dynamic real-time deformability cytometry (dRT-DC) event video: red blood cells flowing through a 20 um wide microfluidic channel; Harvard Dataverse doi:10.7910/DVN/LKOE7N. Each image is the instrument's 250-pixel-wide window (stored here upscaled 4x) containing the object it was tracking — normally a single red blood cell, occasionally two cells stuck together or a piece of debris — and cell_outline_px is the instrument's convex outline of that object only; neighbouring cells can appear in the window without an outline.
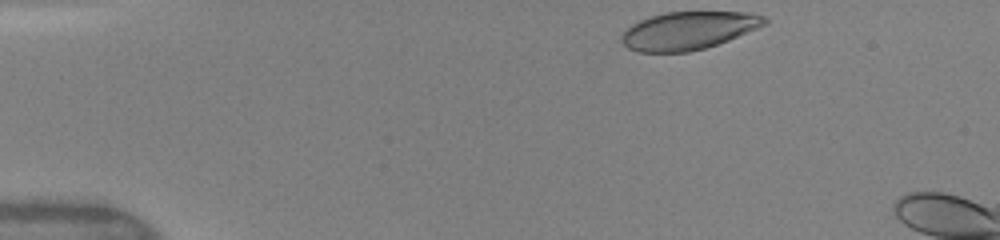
{"species": "human", "species_latin": "Homo sapiens", "temperature_condition": "warm", "stored_images_in_passage": 5, "camera_frame_rate_fps": 3000, "um_per_image_px": 0.085, "donor": {"sex": "female"}, "frame": {"image": 1, "passage_image": 1, "time_ms": 0.0, "image_size_px": [1000, 240], "cell_outline_px": [[768, 24], [728, 40], [704, 48], [688, 52], [636, 52], [628, 48], [620, 40], [620, 36], [632, 24], [640, 20], [664, 12], [752, 12], [764, 16], [768, 20]], "centroid_in_image_um": [58.52, 2.59], "position_along_channel_um": 26.5, "area_um2": 31.62}}